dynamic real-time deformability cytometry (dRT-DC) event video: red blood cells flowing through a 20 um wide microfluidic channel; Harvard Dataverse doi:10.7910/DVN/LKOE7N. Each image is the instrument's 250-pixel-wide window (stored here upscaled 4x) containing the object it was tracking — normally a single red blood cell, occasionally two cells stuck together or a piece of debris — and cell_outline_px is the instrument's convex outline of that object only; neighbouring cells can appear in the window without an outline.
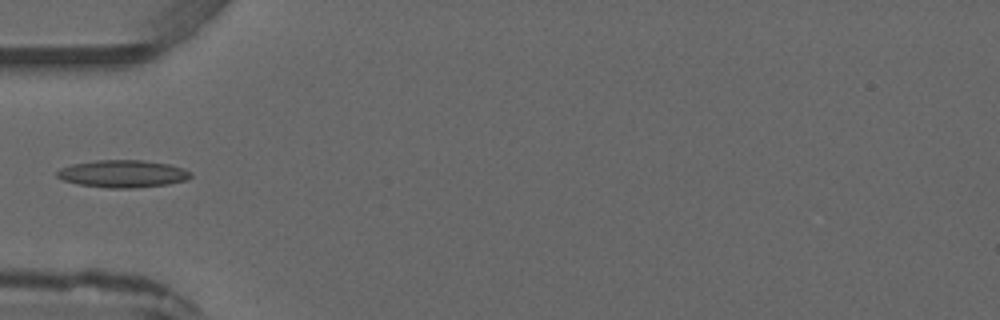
{"species": "common noctule bat (a hibernating species)", "species_latin": "Nyctalus noctula", "temperature_condition": "warm", "stored_images_in_passage": 3, "camera_frame_rate_fps": 3000, "um_per_image_px": 0.085, "animal": {"sex": "male", "forearm_length_mm": 52.5}, "frame": {"image": 1, "passage_image": 3, "time_ms": 3.0, "image_size_px": [1000, 320], "cell_outline_px": [[192, 176], [188, 180], [168, 184], [136, 188], [108, 188], [80, 184], [64, 180], [56, 176], [56, 172], [60, 168], [72, 164], [96, 160], [140, 160], [168, 164], [184, 168], [192, 172]], "centroid_in_image_um": [10.47, 14.77], "position_along_channel_um": 74.5, "area_um2": 21.39}}